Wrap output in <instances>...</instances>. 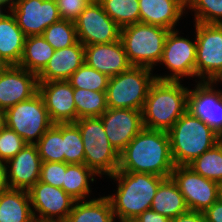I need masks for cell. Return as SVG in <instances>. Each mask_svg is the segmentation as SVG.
<instances>
[{
    "instance_id": "cell-1",
    "label": "cell",
    "mask_w": 222,
    "mask_h": 222,
    "mask_svg": "<svg viewBox=\"0 0 222 222\" xmlns=\"http://www.w3.org/2000/svg\"><path fill=\"white\" fill-rule=\"evenodd\" d=\"M174 167L168 132L143 128L120 153L117 171L169 178Z\"/></svg>"
},
{
    "instance_id": "cell-2",
    "label": "cell",
    "mask_w": 222,
    "mask_h": 222,
    "mask_svg": "<svg viewBox=\"0 0 222 222\" xmlns=\"http://www.w3.org/2000/svg\"><path fill=\"white\" fill-rule=\"evenodd\" d=\"M108 178L118 182L116 192L106 197L119 222H132L149 210L159 184L165 179L150 173L124 171H116Z\"/></svg>"
},
{
    "instance_id": "cell-3",
    "label": "cell",
    "mask_w": 222,
    "mask_h": 222,
    "mask_svg": "<svg viewBox=\"0 0 222 222\" xmlns=\"http://www.w3.org/2000/svg\"><path fill=\"white\" fill-rule=\"evenodd\" d=\"M181 81L155 80L142 109L143 127L168 132L187 111L188 87Z\"/></svg>"
},
{
    "instance_id": "cell-4",
    "label": "cell",
    "mask_w": 222,
    "mask_h": 222,
    "mask_svg": "<svg viewBox=\"0 0 222 222\" xmlns=\"http://www.w3.org/2000/svg\"><path fill=\"white\" fill-rule=\"evenodd\" d=\"M175 166H187L220 142V136L186 111L168 131Z\"/></svg>"
},
{
    "instance_id": "cell-5",
    "label": "cell",
    "mask_w": 222,
    "mask_h": 222,
    "mask_svg": "<svg viewBox=\"0 0 222 222\" xmlns=\"http://www.w3.org/2000/svg\"><path fill=\"white\" fill-rule=\"evenodd\" d=\"M169 31L141 22L121 28L120 39L130 64L154 70L162 58Z\"/></svg>"
},
{
    "instance_id": "cell-6",
    "label": "cell",
    "mask_w": 222,
    "mask_h": 222,
    "mask_svg": "<svg viewBox=\"0 0 222 222\" xmlns=\"http://www.w3.org/2000/svg\"><path fill=\"white\" fill-rule=\"evenodd\" d=\"M82 135L84 164L97 176H112L119 168L120 154L107 138L100 117H83L74 122Z\"/></svg>"
},
{
    "instance_id": "cell-7",
    "label": "cell",
    "mask_w": 222,
    "mask_h": 222,
    "mask_svg": "<svg viewBox=\"0 0 222 222\" xmlns=\"http://www.w3.org/2000/svg\"><path fill=\"white\" fill-rule=\"evenodd\" d=\"M152 70L131 66L126 71L110 77L106 91L107 107L142 111L150 86L156 80Z\"/></svg>"
},
{
    "instance_id": "cell-8",
    "label": "cell",
    "mask_w": 222,
    "mask_h": 222,
    "mask_svg": "<svg viewBox=\"0 0 222 222\" xmlns=\"http://www.w3.org/2000/svg\"><path fill=\"white\" fill-rule=\"evenodd\" d=\"M4 120L27 144H36L53 125L39 92L5 110Z\"/></svg>"
},
{
    "instance_id": "cell-9",
    "label": "cell",
    "mask_w": 222,
    "mask_h": 222,
    "mask_svg": "<svg viewBox=\"0 0 222 222\" xmlns=\"http://www.w3.org/2000/svg\"><path fill=\"white\" fill-rule=\"evenodd\" d=\"M196 78L217 81L222 76V25L196 23Z\"/></svg>"
},
{
    "instance_id": "cell-10",
    "label": "cell",
    "mask_w": 222,
    "mask_h": 222,
    "mask_svg": "<svg viewBox=\"0 0 222 222\" xmlns=\"http://www.w3.org/2000/svg\"><path fill=\"white\" fill-rule=\"evenodd\" d=\"M179 35L177 29L170 30L167 35L159 64H164L172 73L155 75L157 80L181 81L183 77H196V37L193 42Z\"/></svg>"
},
{
    "instance_id": "cell-11",
    "label": "cell",
    "mask_w": 222,
    "mask_h": 222,
    "mask_svg": "<svg viewBox=\"0 0 222 222\" xmlns=\"http://www.w3.org/2000/svg\"><path fill=\"white\" fill-rule=\"evenodd\" d=\"M74 24L78 41L84 46L109 44L120 40L121 27L109 17L98 1H92Z\"/></svg>"
},
{
    "instance_id": "cell-12",
    "label": "cell",
    "mask_w": 222,
    "mask_h": 222,
    "mask_svg": "<svg viewBox=\"0 0 222 222\" xmlns=\"http://www.w3.org/2000/svg\"><path fill=\"white\" fill-rule=\"evenodd\" d=\"M171 178L191 211L204 212L219 199V183L195 173L189 166H175Z\"/></svg>"
},
{
    "instance_id": "cell-13",
    "label": "cell",
    "mask_w": 222,
    "mask_h": 222,
    "mask_svg": "<svg viewBox=\"0 0 222 222\" xmlns=\"http://www.w3.org/2000/svg\"><path fill=\"white\" fill-rule=\"evenodd\" d=\"M28 194L34 220L39 221L65 222L76 201L62 188L40 181L28 190Z\"/></svg>"
},
{
    "instance_id": "cell-14",
    "label": "cell",
    "mask_w": 222,
    "mask_h": 222,
    "mask_svg": "<svg viewBox=\"0 0 222 222\" xmlns=\"http://www.w3.org/2000/svg\"><path fill=\"white\" fill-rule=\"evenodd\" d=\"M189 89L187 111L201 119L218 135L222 133V90H216V81H196Z\"/></svg>"
},
{
    "instance_id": "cell-15",
    "label": "cell",
    "mask_w": 222,
    "mask_h": 222,
    "mask_svg": "<svg viewBox=\"0 0 222 222\" xmlns=\"http://www.w3.org/2000/svg\"><path fill=\"white\" fill-rule=\"evenodd\" d=\"M11 13L26 37L42 35L61 19L55 0H16Z\"/></svg>"
},
{
    "instance_id": "cell-16",
    "label": "cell",
    "mask_w": 222,
    "mask_h": 222,
    "mask_svg": "<svg viewBox=\"0 0 222 222\" xmlns=\"http://www.w3.org/2000/svg\"><path fill=\"white\" fill-rule=\"evenodd\" d=\"M37 92V74L17 65L0 66V109L5 111Z\"/></svg>"
},
{
    "instance_id": "cell-17",
    "label": "cell",
    "mask_w": 222,
    "mask_h": 222,
    "mask_svg": "<svg viewBox=\"0 0 222 222\" xmlns=\"http://www.w3.org/2000/svg\"><path fill=\"white\" fill-rule=\"evenodd\" d=\"M100 118L109 142L119 154L144 128L140 110L108 108Z\"/></svg>"
},
{
    "instance_id": "cell-18",
    "label": "cell",
    "mask_w": 222,
    "mask_h": 222,
    "mask_svg": "<svg viewBox=\"0 0 222 222\" xmlns=\"http://www.w3.org/2000/svg\"><path fill=\"white\" fill-rule=\"evenodd\" d=\"M38 92L53 124L76 121L73 87L67 80L38 82Z\"/></svg>"
},
{
    "instance_id": "cell-19",
    "label": "cell",
    "mask_w": 222,
    "mask_h": 222,
    "mask_svg": "<svg viewBox=\"0 0 222 222\" xmlns=\"http://www.w3.org/2000/svg\"><path fill=\"white\" fill-rule=\"evenodd\" d=\"M41 164L36 145L26 144L6 162L8 187L28 191L40 179Z\"/></svg>"
},
{
    "instance_id": "cell-20",
    "label": "cell",
    "mask_w": 222,
    "mask_h": 222,
    "mask_svg": "<svg viewBox=\"0 0 222 222\" xmlns=\"http://www.w3.org/2000/svg\"><path fill=\"white\" fill-rule=\"evenodd\" d=\"M84 48L85 63L109 78L132 66L121 39L109 44L86 45Z\"/></svg>"
},
{
    "instance_id": "cell-21",
    "label": "cell",
    "mask_w": 222,
    "mask_h": 222,
    "mask_svg": "<svg viewBox=\"0 0 222 222\" xmlns=\"http://www.w3.org/2000/svg\"><path fill=\"white\" fill-rule=\"evenodd\" d=\"M85 63V48L78 41L76 44L55 50L48 64L37 75L38 82L68 80Z\"/></svg>"
},
{
    "instance_id": "cell-22",
    "label": "cell",
    "mask_w": 222,
    "mask_h": 222,
    "mask_svg": "<svg viewBox=\"0 0 222 222\" xmlns=\"http://www.w3.org/2000/svg\"><path fill=\"white\" fill-rule=\"evenodd\" d=\"M140 22L175 30L186 11V0H139Z\"/></svg>"
},
{
    "instance_id": "cell-23",
    "label": "cell",
    "mask_w": 222,
    "mask_h": 222,
    "mask_svg": "<svg viewBox=\"0 0 222 222\" xmlns=\"http://www.w3.org/2000/svg\"><path fill=\"white\" fill-rule=\"evenodd\" d=\"M6 13L0 18V66L18 65L26 36L11 11Z\"/></svg>"
},
{
    "instance_id": "cell-24",
    "label": "cell",
    "mask_w": 222,
    "mask_h": 222,
    "mask_svg": "<svg viewBox=\"0 0 222 222\" xmlns=\"http://www.w3.org/2000/svg\"><path fill=\"white\" fill-rule=\"evenodd\" d=\"M27 190L8 188L0 193V222H33Z\"/></svg>"
},
{
    "instance_id": "cell-25",
    "label": "cell",
    "mask_w": 222,
    "mask_h": 222,
    "mask_svg": "<svg viewBox=\"0 0 222 222\" xmlns=\"http://www.w3.org/2000/svg\"><path fill=\"white\" fill-rule=\"evenodd\" d=\"M150 209L169 219L189 211L185 198L171 177L159 184Z\"/></svg>"
},
{
    "instance_id": "cell-26",
    "label": "cell",
    "mask_w": 222,
    "mask_h": 222,
    "mask_svg": "<svg viewBox=\"0 0 222 222\" xmlns=\"http://www.w3.org/2000/svg\"><path fill=\"white\" fill-rule=\"evenodd\" d=\"M111 203L106 196L75 201L65 222H115Z\"/></svg>"
},
{
    "instance_id": "cell-27",
    "label": "cell",
    "mask_w": 222,
    "mask_h": 222,
    "mask_svg": "<svg viewBox=\"0 0 222 222\" xmlns=\"http://www.w3.org/2000/svg\"><path fill=\"white\" fill-rule=\"evenodd\" d=\"M55 49L42 35L28 36L25 39L21 60L17 66L39 74L48 64Z\"/></svg>"
},
{
    "instance_id": "cell-28",
    "label": "cell",
    "mask_w": 222,
    "mask_h": 222,
    "mask_svg": "<svg viewBox=\"0 0 222 222\" xmlns=\"http://www.w3.org/2000/svg\"><path fill=\"white\" fill-rule=\"evenodd\" d=\"M97 176L85 164H67L62 189L76 201L90 197V182Z\"/></svg>"
},
{
    "instance_id": "cell-29",
    "label": "cell",
    "mask_w": 222,
    "mask_h": 222,
    "mask_svg": "<svg viewBox=\"0 0 222 222\" xmlns=\"http://www.w3.org/2000/svg\"><path fill=\"white\" fill-rule=\"evenodd\" d=\"M76 120L83 117H100L107 109L106 91L73 88Z\"/></svg>"
},
{
    "instance_id": "cell-30",
    "label": "cell",
    "mask_w": 222,
    "mask_h": 222,
    "mask_svg": "<svg viewBox=\"0 0 222 222\" xmlns=\"http://www.w3.org/2000/svg\"><path fill=\"white\" fill-rule=\"evenodd\" d=\"M35 145L42 162H64L63 123L53 124Z\"/></svg>"
},
{
    "instance_id": "cell-31",
    "label": "cell",
    "mask_w": 222,
    "mask_h": 222,
    "mask_svg": "<svg viewBox=\"0 0 222 222\" xmlns=\"http://www.w3.org/2000/svg\"><path fill=\"white\" fill-rule=\"evenodd\" d=\"M187 166L204 178L217 183L222 182V141L195 158Z\"/></svg>"
},
{
    "instance_id": "cell-32",
    "label": "cell",
    "mask_w": 222,
    "mask_h": 222,
    "mask_svg": "<svg viewBox=\"0 0 222 222\" xmlns=\"http://www.w3.org/2000/svg\"><path fill=\"white\" fill-rule=\"evenodd\" d=\"M103 10L121 28L139 23V0H98Z\"/></svg>"
},
{
    "instance_id": "cell-33",
    "label": "cell",
    "mask_w": 222,
    "mask_h": 222,
    "mask_svg": "<svg viewBox=\"0 0 222 222\" xmlns=\"http://www.w3.org/2000/svg\"><path fill=\"white\" fill-rule=\"evenodd\" d=\"M42 36L55 50L70 47L78 42L74 22L64 19L51 24Z\"/></svg>"
},
{
    "instance_id": "cell-34",
    "label": "cell",
    "mask_w": 222,
    "mask_h": 222,
    "mask_svg": "<svg viewBox=\"0 0 222 222\" xmlns=\"http://www.w3.org/2000/svg\"><path fill=\"white\" fill-rule=\"evenodd\" d=\"M64 162L84 164V145L81 132L75 123H63Z\"/></svg>"
},
{
    "instance_id": "cell-35",
    "label": "cell",
    "mask_w": 222,
    "mask_h": 222,
    "mask_svg": "<svg viewBox=\"0 0 222 222\" xmlns=\"http://www.w3.org/2000/svg\"><path fill=\"white\" fill-rule=\"evenodd\" d=\"M67 81L73 88L107 91L109 77L84 63Z\"/></svg>"
},
{
    "instance_id": "cell-36",
    "label": "cell",
    "mask_w": 222,
    "mask_h": 222,
    "mask_svg": "<svg viewBox=\"0 0 222 222\" xmlns=\"http://www.w3.org/2000/svg\"><path fill=\"white\" fill-rule=\"evenodd\" d=\"M186 9L194 11V22L222 25V0H186Z\"/></svg>"
},
{
    "instance_id": "cell-37",
    "label": "cell",
    "mask_w": 222,
    "mask_h": 222,
    "mask_svg": "<svg viewBox=\"0 0 222 222\" xmlns=\"http://www.w3.org/2000/svg\"><path fill=\"white\" fill-rule=\"evenodd\" d=\"M27 143L14 130L5 125L0 129V160L7 162Z\"/></svg>"
},
{
    "instance_id": "cell-38",
    "label": "cell",
    "mask_w": 222,
    "mask_h": 222,
    "mask_svg": "<svg viewBox=\"0 0 222 222\" xmlns=\"http://www.w3.org/2000/svg\"><path fill=\"white\" fill-rule=\"evenodd\" d=\"M66 168L65 162H42L39 181L62 188Z\"/></svg>"
},
{
    "instance_id": "cell-39",
    "label": "cell",
    "mask_w": 222,
    "mask_h": 222,
    "mask_svg": "<svg viewBox=\"0 0 222 222\" xmlns=\"http://www.w3.org/2000/svg\"><path fill=\"white\" fill-rule=\"evenodd\" d=\"M61 19L74 22L93 0H55Z\"/></svg>"
},
{
    "instance_id": "cell-40",
    "label": "cell",
    "mask_w": 222,
    "mask_h": 222,
    "mask_svg": "<svg viewBox=\"0 0 222 222\" xmlns=\"http://www.w3.org/2000/svg\"><path fill=\"white\" fill-rule=\"evenodd\" d=\"M203 214L206 222H222V201L218 199Z\"/></svg>"
},
{
    "instance_id": "cell-41",
    "label": "cell",
    "mask_w": 222,
    "mask_h": 222,
    "mask_svg": "<svg viewBox=\"0 0 222 222\" xmlns=\"http://www.w3.org/2000/svg\"><path fill=\"white\" fill-rule=\"evenodd\" d=\"M132 222H171V219L149 209L136 217Z\"/></svg>"
},
{
    "instance_id": "cell-42",
    "label": "cell",
    "mask_w": 222,
    "mask_h": 222,
    "mask_svg": "<svg viewBox=\"0 0 222 222\" xmlns=\"http://www.w3.org/2000/svg\"><path fill=\"white\" fill-rule=\"evenodd\" d=\"M171 222H206V219L203 212L189 210L171 219Z\"/></svg>"
},
{
    "instance_id": "cell-43",
    "label": "cell",
    "mask_w": 222,
    "mask_h": 222,
    "mask_svg": "<svg viewBox=\"0 0 222 222\" xmlns=\"http://www.w3.org/2000/svg\"><path fill=\"white\" fill-rule=\"evenodd\" d=\"M8 188L6 162L0 160V193Z\"/></svg>"
},
{
    "instance_id": "cell-44",
    "label": "cell",
    "mask_w": 222,
    "mask_h": 222,
    "mask_svg": "<svg viewBox=\"0 0 222 222\" xmlns=\"http://www.w3.org/2000/svg\"><path fill=\"white\" fill-rule=\"evenodd\" d=\"M16 0H0V5L5 7L7 5L8 12L11 11L12 7L14 6Z\"/></svg>"
},
{
    "instance_id": "cell-45",
    "label": "cell",
    "mask_w": 222,
    "mask_h": 222,
    "mask_svg": "<svg viewBox=\"0 0 222 222\" xmlns=\"http://www.w3.org/2000/svg\"><path fill=\"white\" fill-rule=\"evenodd\" d=\"M5 125L4 110L0 109V129Z\"/></svg>"
},
{
    "instance_id": "cell-46",
    "label": "cell",
    "mask_w": 222,
    "mask_h": 222,
    "mask_svg": "<svg viewBox=\"0 0 222 222\" xmlns=\"http://www.w3.org/2000/svg\"><path fill=\"white\" fill-rule=\"evenodd\" d=\"M219 199L222 201V182L219 183Z\"/></svg>"
},
{
    "instance_id": "cell-47",
    "label": "cell",
    "mask_w": 222,
    "mask_h": 222,
    "mask_svg": "<svg viewBox=\"0 0 222 222\" xmlns=\"http://www.w3.org/2000/svg\"><path fill=\"white\" fill-rule=\"evenodd\" d=\"M4 7H2L1 5H0V18L5 14L4 12H3V9Z\"/></svg>"
},
{
    "instance_id": "cell-48",
    "label": "cell",
    "mask_w": 222,
    "mask_h": 222,
    "mask_svg": "<svg viewBox=\"0 0 222 222\" xmlns=\"http://www.w3.org/2000/svg\"><path fill=\"white\" fill-rule=\"evenodd\" d=\"M216 82H220V84H221V82H222V76L216 81Z\"/></svg>"
},
{
    "instance_id": "cell-49",
    "label": "cell",
    "mask_w": 222,
    "mask_h": 222,
    "mask_svg": "<svg viewBox=\"0 0 222 222\" xmlns=\"http://www.w3.org/2000/svg\"><path fill=\"white\" fill-rule=\"evenodd\" d=\"M33 222H50V221H39V220H34Z\"/></svg>"
},
{
    "instance_id": "cell-50",
    "label": "cell",
    "mask_w": 222,
    "mask_h": 222,
    "mask_svg": "<svg viewBox=\"0 0 222 222\" xmlns=\"http://www.w3.org/2000/svg\"><path fill=\"white\" fill-rule=\"evenodd\" d=\"M219 136H220V141H222V133Z\"/></svg>"
}]
</instances>
